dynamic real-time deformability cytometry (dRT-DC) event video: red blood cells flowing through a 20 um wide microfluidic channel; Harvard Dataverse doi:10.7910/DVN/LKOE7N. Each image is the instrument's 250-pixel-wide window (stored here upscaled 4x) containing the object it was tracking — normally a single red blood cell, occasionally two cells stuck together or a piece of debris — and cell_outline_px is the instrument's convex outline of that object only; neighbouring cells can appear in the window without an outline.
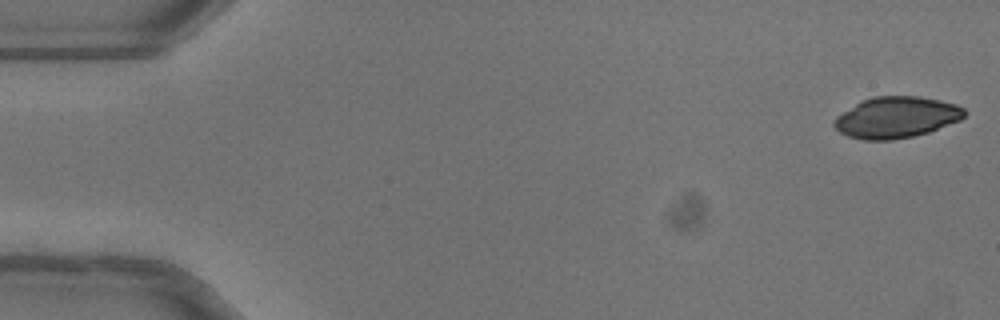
{"species": "common noctule bat (a hibernating species)", "species_latin": "Nyctalus noctula", "temperature_condition": "warm", "stored_images_in_passage": 51, "camera_frame_rate_fps": 3000, "um_per_image_px": 0.085, "animal": {"sex": "female"}, "frame": {"image": 1, "passage_image": 1, "time_ms": 0.0, "image_size_px": [1000, 320], "cell_outline_px": [[964, 116], [960, 120], [928, 132], [912, 136], [892, 140], [864, 140], [848, 136], [840, 132], [832, 124], [832, 120], [836, 116], [856, 104], [872, 96], [920, 96], [940, 100], [956, 104], [964, 108]], "centroid_in_image_um": [76.17, 9.97], "position_along_channel_um": 8.8, "area_um2": 31.15}}
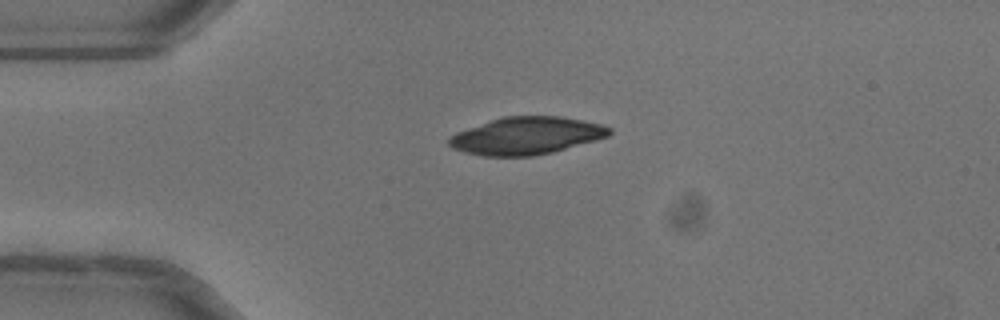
{"frame": {"image": 2, "passage_image": 12, "time_ms": 3.667, "image_size_px": [1000, 320], "cell_outline_px": [[612, 132], [608, 136], [596, 140], [552, 152], [532, 156], [484, 156], [464, 152], [452, 148], [448, 144], [448, 136], [456, 132], [504, 116], [560, 116], [600, 124], [612, 128]], "centroid_in_image_um": [44.72, 11.54], "position_along_channel_um": 40.3, "area_um2": 34.8}}